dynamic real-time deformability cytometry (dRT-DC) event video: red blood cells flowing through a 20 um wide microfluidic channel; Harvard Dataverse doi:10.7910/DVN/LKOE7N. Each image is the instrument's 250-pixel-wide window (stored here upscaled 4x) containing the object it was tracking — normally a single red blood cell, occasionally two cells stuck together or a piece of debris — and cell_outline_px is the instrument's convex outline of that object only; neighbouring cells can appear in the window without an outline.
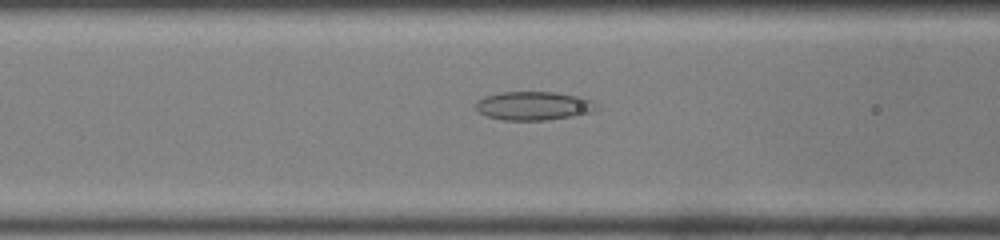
{"species": "common noctule bat (a hibernating species)", "species_latin": "Nyctalus noctula", "temperature_condition": "room temperature", "stored_images_in_passage": 33, "camera_frame_rate_fps": 3000, "um_per_image_px": 0.085, "animal": {"sex": "male", "body_mass_g": 19.0, "forearm_length_mm": 50.8}, "frame": {"image": 1, "passage_image": 6, "time_ms": 1.667, "image_size_px": [1000, 240], "cell_outline_px": [[600, 108], [592, 112], [572, 116], [544, 120], [504, 120], [488, 116], [480, 112], [476, 108], [476, 100], [484, 96], [500, 92], [556, 92], [580, 96], [592, 100]], "centroid_in_image_um": [45.38, 8.98], "position_along_channel_um": 121.2, "area_um2": 20.23}}
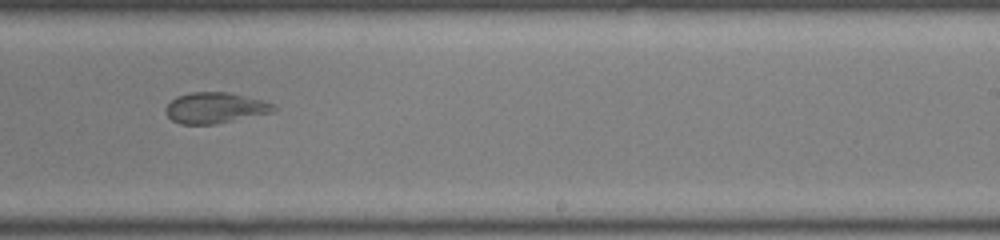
{"frame": {"image": 2, "passage_image": 17, "time_ms": 5.333, "image_size_px": [1000, 240], "cell_outline_px": [[276, 108], [272, 112], [216, 124], [180, 124], [172, 120], [168, 116], [164, 108], [176, 96], [192, 92], [228, 92], [264, 100], [276, 104]], "centroid_in_image_um": [18.29, 9.16], "position_along_channel_um": 270.7, "area_um2": 19.42}}
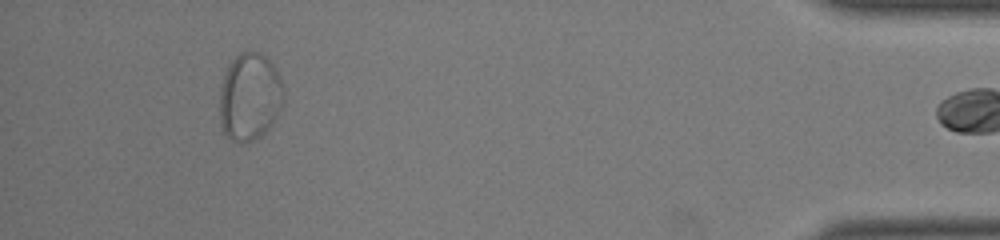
{"frame": {"image": 3, "passage_image": 32, "time_ms": 10.333, "image_size_px": [1000, 240], "cell_outline_px": [[284, 104], [280, 116], [260, 136], [244, 144], [240, 144], [224, 136], [220, 124], [220, 88], [228, 64], [240, 52], [260, 52], [268, 56], [284, 88]], "centroid_in_image_um": [21.24, 8.26], "position_along_channel_um": 414.0, "area_um2": 33.29}}